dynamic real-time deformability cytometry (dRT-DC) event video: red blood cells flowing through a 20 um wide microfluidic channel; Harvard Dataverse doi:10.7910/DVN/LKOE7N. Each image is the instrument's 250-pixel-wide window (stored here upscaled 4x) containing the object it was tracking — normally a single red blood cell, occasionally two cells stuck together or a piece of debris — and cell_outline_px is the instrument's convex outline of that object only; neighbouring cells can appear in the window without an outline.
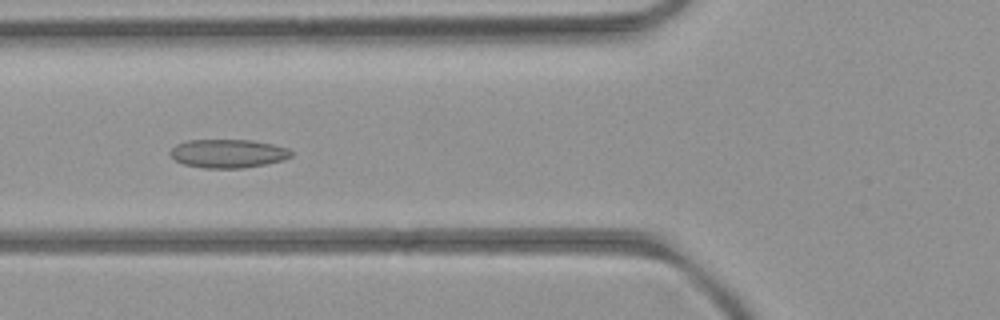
{"species": "common noctule bat (a hibernating species)", "species_latin": "Nyctalus noctula", "temperature_condition": "room temperature", "stored_images_in_passage": 52, "camera_frame_rate_fps": 3000, "um_per_image_px": 0.085, "animal": {"sex": "female", "body_mass_g": 21.9}, "frame": {"image": 1, "passage_image": 19, "time_ms": 6.0, "image_size_px": [1000, 320], "cell_outline_px": [[292, 156], [284, 160], [268, 164], [244, 168], [204, 168], [184, 164], [176, 160], [168, 152], [176, 144], [188, 140], [252, 140], [272, 144], [288, 148], [292, 152]], "centroid_in_image_um": [19.41, 13.05], "position_along_channel_um": 106.4, "area_um2": 20.23}}
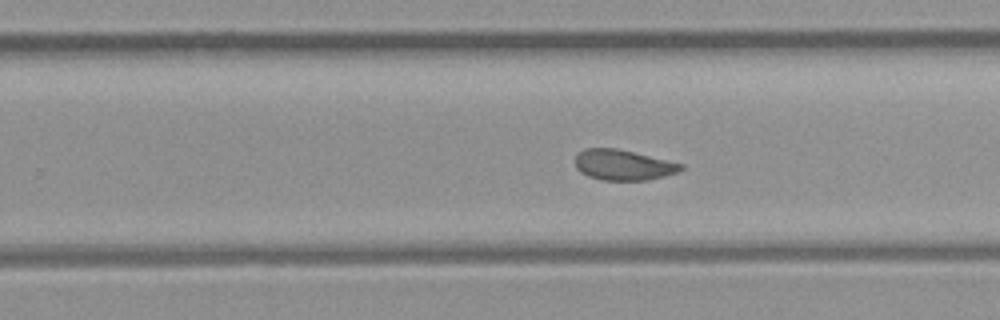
{"frame": {"image": 2, "passage_image": 32, "time_ms": 10.333, "image_size_px": [1000, 320], "cell_outline_px": [[684, 168], [676, 172], [648, 180], [600, 180], [588, 176], [580, 172], [576, 168], [576, 152], [584, 148], [616, 148], [684, 164]], "centroid_in_image_um": [52.92, 14.01], "position_along_channel_um": 276.9, "area_um2": 18.73}}
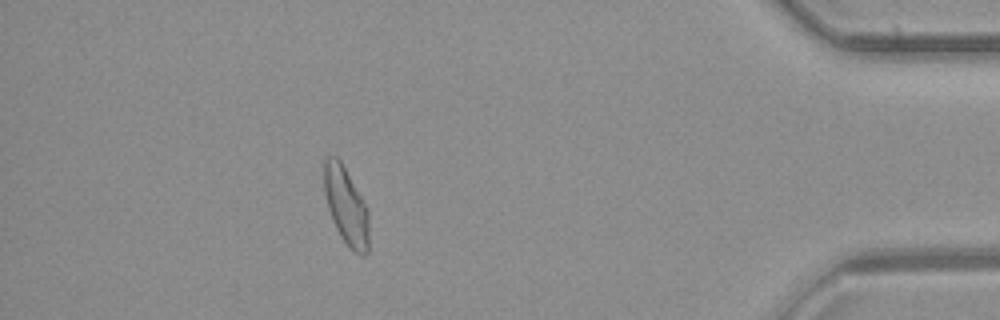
{"frame": {"image": 3, "passage_image": 46, "time_ms": 15.0, "image_size_px": [1000, 320], "cell_outline_px": [[368, 252], [364, 256], [360, 256], [340, 236], [332, 220], [328, 208], [324, 192], [324, 160], [328, 156], [336, 156], [340, 160], [360, 196], [368, 212]], "centroid_in_image_um": [29.39, 17.51], "position_along_channel_um": 405.8, "area_um2": 19.77}, "authors_computed_cell_mechanics": {"area_um2": 20.1433, "velocity_mm_per_s": 3.9267, "shape_relaxation_time_tau1_ms": null, "shape_relaxation_time_tau2_ms": 1.8747, "deformation_change_tau1": null, "deformation_change_tau2": 0.0737}}